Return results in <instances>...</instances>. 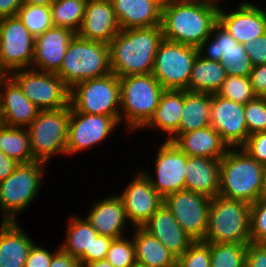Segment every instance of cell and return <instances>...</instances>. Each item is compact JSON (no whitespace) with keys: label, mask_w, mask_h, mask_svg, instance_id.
<instances>
[{"label":"cell","mask_w":266,"mask_h":267,"mask_svg":"<svg viewBox=\"0 0 266 267\" xmlns=\"http://www.w3.org/2000/svg\"><path fill=\"white\" fill-rule=\"evenodd\" d=\"M219 6L196 0H169L162 7V32L165 40L204 51L218 22Z\"/></svg>","instance_id":"cell-1"},{"label":"cell","mask_w":266,"mask_h":267,"mask_svg":"<svg viewBox=\"0 0 266 267\" xmlns=\"http://www.w3.org/2000/svg\"><path fill=\"white\" fill-rule=\"evenodd\" d=\"M163 40L161 25L121 30L109 43L111 73L119 78L151 74Z\"/></svg>","instance_id":"cell-2"},{"label":"cell","mask_w":266,"mask_h":267,"mask_svg":"<svg viewBox=\"0 0 266 267\" xmlns=\"http://www.w3.org/2000/svg\"><path fill=\"white\" fill-rule=\"evenodd\" d=\"M231 149L220 160L218 195L254 204L265 197L263 165L242 148L241 151Z\"/></svg>","instance_id":"cell-3"},{"label":"cell","mask_w":266,"mask_h":267,"mask_svg":"<svg viewBox=\"0 0 266 267\" xmlns=\"http://www.w3.org/2000/svg\"><path fill=\"white\" fill-rule=\"evenodd\" d=\"M110 73L109 44L87 40L77 34L69 42L56 72L70 89L78 82Z\"/></svg>","instance_id":"cell-4"},{"label":"cell","mask_w":266,"mask_h":267,"mask_svg":"<svg viewBox=\"0 0 266 267\" xmlns=\"http://www.w3.org/2000/svg\"><path fill=\"white\" fill-rule=\"evenodd\" d=\"M251 205L219 195L211 198L208 226L203 241L210 243H251Z\"/></svg>","instance_id":"cell-5"},{"label":"cell","mask_w":266,"mask_h":267,"mask_svg":"<svg viewBox=\"0 0 266 267\" xmlns=\"http://www.w3.org/2000/svg\"><path fill=\"white\" fill-rule=\"evenodd\" d=\"M120 106L131 130L145 127L165 90L152 74L119 78Z\"/></svg>","instance_id":"cell-6"},{"label":"cell","mask_w":266,"mask_h":267,"mask_svg":"<svg viewBox=\"0 0 266 267\" xmlns=\"http://www.w3.org/2000/svg\"><path fill=\"white\" fill-rule=\"evenodd\" d=\"M70 105L56 110H40L26 127L30 137L32 156L47 163L55 153H66Z\"/></svg>","instance_id":"cell-7"},{"label":"cell","mask_w":266,"mask_h":267,"mask_svg":"<svg viewBox=\"0 0 266 267\" xmlns=\"http://www.w3.org/2000/svg\"><path fill=\"white\" fill-rule=\"evenodd\" d=\"M70 105L76 112L120 116L121 122L119 77L110 73L76 83L70 89Z\"/></svg>","instance_id":"cell-8"},{"label":"cell","mask_w":266,"mask_h":267,"mask_svg":"<svg viewBox=\"0 0 266 267\" xmlns=\"http://www.w3.org/2000/svg\"><path fill=\"white\" fill-rule=\"evenodd\" d=\"M45 162L19 164L15 171L0 182V208L3 222H16L17 212L25 209L39 192Z\"/></svg>","instance_id":"cell-9"},{"label":"cell","mask_w":266,"mask_h":267,"mask_svg":"<svg viewBox=\"0 0 266 267\" xmlns=\"http://www.w3.org/2000/svg\"><path fill=\"white\" fill-rule=\"evenodd\" d=\"M9 74L39 110H56L70 105V88L56 73L38 71L32 67Z\"/></svg>","instance_id":"cell-10"},{"label":"cell","mask_w":266,"mask_h":267,"mask_svg":"<svg viewBox=\"0 0 266 267\" xmlns=\"http://www.w3.org/2000/svg\"><path fill=\"white\" fill-rule=\"evenodd\" d=\"M196 47L163 40L154 59L152 75L164 89L188 90Z\"/></svg>","instance_id":"cell-11"},{"label":"cell","mask_w":266,"mask_h":267,"mask_svg":"<svg viewBox=\"0 0 266 267\" xmlns=\"http://www.w3.org/2000/svg\"><path fill=\"white\" fill-rule=\"evenodd\" d=\"M35 37L17 16L0 19V65L8 73L29 69L33 63Z\"/></svg>","instance_id":"cell-12"},{"label":"cell","mask_w":266,"mask_h":267,"mask_svg":"<svg viewBox=\"0 0 266 267\" xmlns=\"http://www.w3.org/2000/svg\"><path fill=\"white\" fill-rule=\"evenodd\" d=\"M163 203L194 241L204 240L211 198L183 189L166 196Z\"/></svg>","instance_id":"cell-13"},{"label":"cell","mask_w":266,"mask_h":267,"mask_svg":"<svg viewBox=\"0 0 266 267\" xmlns=\"http://www.w3.org/2000/svg\"><path fill=\"white\" fill-rule=\"evenodd\" d=\"M120 121V116L76 112L70 105L66 153H75L103 141Z\"/></svg>","instance_id":"cell-14"},{"label":"cell","mask_w":266,"mask_h":267,"mask_svg":"<svg viewBox=\"0 0 266 267\" xmlns=\"http://www.w3.org/2000/svg\"><path fill=\"white\" fill-rule=\"evenodd\" d=\"M210 125L221 135L229 148L239 149L248 139L244 105L211 94Z\"/></svg>","instance_id":"cell-15"},{"label":"cell","mask_w":266,"mask_h":267,"mask_svg":"<svg viewBox=\"0 0 266 267\" xmlns=\"http://www.w3.org/2000/svg\"><path fill=\"white\" fill-rule=\"evenodd\" d=\"M156 158V179L143 172L153 188L164 199L166 196L185 189L184 167L188 156L173 142L165 141Z\"/></svg>","instance_id":"cell-16"},{"label":"cell","mask_w":266,"mask_h":267,"mask_svg":"<svg viewBox=\"0 0 266 267\" xmlns=\"http://www.w3.org/2000/svg\"><path fill=\"white\" fill-rule=\"evenodd\" d=\"M213 42L206 47L207 55L202 58L220 62L227 75L247 77L253 69L250 57L245 51L244 45L238 43L218 22Z\"/></svg>","instance_id":"cell-17"},{"label":"cell","mask_w":266,"mask_h":267,"mask_svg":"<svg viewBox=\"0 0 266 267\" xmlns=\"http://www.w3.org/2000/svg\"><path fill=\"white\" fill-rule=\"evenodd\" d=\"M125 206L127 219L133 226L142 227L162 205L163 198L153 188L148 177L139 172L120 196Z\"/></svg>","instance_id":"cell-18"},{"label":"cell","mask_w":266,"mask_h":267,"mask_svg":"<svg viewBox=\"0 0 266 267\" xmlns=\"http://www.w3.org/2000/svg\"><path fill=\"white\" fill-rule=\"evenodd\" d=\"M218 23L244 45L266 33V12L251 3H241L229 14L219 8Z\"/></svg>","instance_id":"cell-19"},{"label":"cell","mask_w":266,"mask_h":267,"mask_svg":"<svg viewBox=\"0 0 266 267\" xmlns=\"http://www.w3.org/2000/svg\"><path fill=\"white\" fill-rule=\"evenodd\" d=\"M120 31L110 0H87L78 36L109 44Z\"/></svg>","instance_id":"cell-20"},{"label":"cell","mask_w":266,"mask_h":267,"mask_svg":"<svg viewBox=\"0 0 266 267\" xmlns=\"http://www.w3.org/2000/svg\"><path fill=\"white\" fill-rule=\"evenodd\" d=\"M74 36L75 33L70 29L53 26L35 37L32 64L40 68L39 71L56 73Z\"/></svg>","instance_id":"cell-21"},{"label":"cell","mask_w":266,"mask_h":267,"mask_svg":"<svg viewBox=\"0 0 266 267\" xmlns=\"http://www.w3.org/2000/svg\"><path fill=\"white\" fill-rule=\"evenodd\" d=\"M142 227L157 238L177 258L194 241L179 225L164 203Z\"/></svg>","instance_id":"cell-22"},{"label":"cell","mask_w":266,"mask_h":267,"mask_svg":"<svg viewBox=\"0 0 266 267\" xmlns=\"http://www.w3.org/2000/svg\"><path fill=\"white\" fill-rule=\"evenodd\" d=\"M7 78L2 82L5 91H0V123L8 127H27L40 110L9 76Z\"/></svg>","instance_id":"cell-23"},{"label":"cell","mask_w":266,"mask_h":267,"mask_svg":"<svg viewBox=\"0 0 266 267\" xmlns=\"http://www.w3.org/2000/svg\"><path fill=\"white\" fill-rule=\"evenodd\" d=\"M188 157H205L221 160L230 149L218 131L211 125L175 137H168Z\"/></svg>","instance_id":"cell-24"},{"label":"cell","mask_w":266,"mask_h":267,"mask_svg":"<svg viewBox=\"0 0 266 267\" xmlns=\"http://www.w3.org/2000/svg\"><path fill=\"white\" fill-rule=\"evenodd\" d=\"M121 30L147 28L162 23L159 0H110Z\"/></svg>","instance_id":"cell-25"},{"label":"cell","mask_w":266,"mask_h":267,"mask_svg":"<svg viewBox=\"0 0 266 267\" xmlns=\"http://www.w3.org/2000/svg\"><path fill=\"white\" fill-rule=\"evenodd\" d=\"M185 189L209 198L218 195L220 188V160L188 157L184 167Z\"/></svg>","instance_id":"cell-26"},{"label":"cell","mask_w":266,"mask_h":267,"mask_svg":"<svg viewBox=\"0 0 266 267\" xmlns=\"http://www.w3.org/2000/svg\"><path fill=\"white\" fill-rule=\"evenodd\" d=\"M86 219L98 235L112 239L123 237L121 234L127 216L122 198L120 195H115L97 202Z\"/></svg>","instance_id":"cell-27"},{"label":"cell","mask_w":266,"mask_h":267,"mask_svg":"<svg viewBox=\"0 0 266 267\" xmlns=\"http://www.w3.org/2000/svg\"><path fill=\"white\" fill-rule=\"evenodd\" d=\"M0 229V267H25L34 242L16 222L2 221Z\"/></svg>","instance_id":"cell-28"},{"label":"cell","mask_w":266,"mask_h":267,"mask_svg":"<svg viewBox=\"0 0 266 267\" xmlns=\"http://www.w3.org/2000/svg\"><path fill=\"white\" fill-rule=\"evenodd\" d=\"M133 237L136 262L149 267H177V257L143 227Z\"/></svg>","instance_id":"cell-29"},{"label":"cell","mask_w":266,"mask_h":267,"mask_svg":"<svg viewBox=\"0 0 266 267\" xmlns=\"http://www.w3.org/2000/svg\"><path fill=\"white\" fill-rule=\"evenodd\" d=\"M183 105L184 90L165 89L154 115L145 126L152 128L155 126L169 134H174L169 137H175L178 135Z\"/></svg>","instance_id":"cell-30"},{"label":"cell","mask_w":266,"mask_h":267,"mask_svg":"<svg viewBox=\"0 0 266 267\" xmlns=\"http://www.w3.org/2000/svg\"><path fill=\"white\" fill-rule=\"evenodd\" d=\"M211 94L184 90L178 135L210 125Z\"/></svg>","instance_id":"cell-31"},{"label":"cell","mask_w":266,"mask_h":267,"mask_svg":"<svg viewBox=\"0 0 266 267\" xmlns=\"http://www.w3.org/2000/svg\"><path fill=\"white\" fill-rule=\"evenodd\" d=\"M227 74L220 62L211 61L197 55L188 83V91L217 93Z\"/></svg>","instance_id":"cell-32"},{"label":"cell","mask_w":266,"mask_h":267,"mask_svg":"<svg viewBox=\"0 0 266 267\" xmlns=\"http://www.w3.org/2000/svg\"><path fill=\"white\" fill-rule=\"evenodd\" d=\"M0 151L20 164L36 161L32 156L29 132L23 127H8L0 123Z\"/></svg>","instance_id":"cell-33"},{"label":"cell","mask_w":266,"mask_h":267,"mask_svg":"<svg viewBox=\"0 0 266 267\" xmlns=\"http://www.w3.org/2000/svg\"><path fill=\"white\" fill-rule=\"evenodd\" d=\"M97 235L98 232L86 218L72 217V219L70 218L65 244L60 248L72 257L79 258L83 253H91V245Z\"/></svg>","instance_id":"cell-34"},{"label":"cell","mask_w":266,"mask_h":267,"mask_svg":"<svg viewBox=\"0 0 266 267\" xmlns=\"http://www.w3.org/2000/svg\"><path fill=\"white\" fill-rule=\"evenodd\" d=\"M86 3L87 0H56L51 5L53 25L77 34L82 25Z\"/></svg>","instance_id":"cell-35"},{"label":"cell","mask_w":266,"mask_h":267,"mask_svg":"<svg viewBox=\"0 0 266 267\" xmlns=\"http://www.w3.org/2000/svg\"><path fill=\"white\" fill-rule=\"evenodd\" d=\"M249 243H210V267H245Z\"/></svg>","instance_id":"cell-36"},{"label":"cell","mask_w":266,"mask_h":267,"mask_svg":"<svg viewBox=\"0 0 266 267\" xmlns=\"http://www.w3.org/2000/svg\"><path fill=\"white\" fill-rule=\"evenodd\" d=\"M16 16L34 37L54 26L49 6L22 4Z\"/></svg>","instance_id":"cell-37"},{"label":"cell","mask_w":266,"mask_h":267,"mask_svg":"<svg viewBox=\"0 0 266 267\" xmlns=\"http://www.w3.org/2000/svg\"><path fill=\"white\" fill-rule=\"evenodd\" d=\"M216 94L243 105L256 97L249 76L227 75L226 80L222 83V86Z\"/></svg>","instance_id":"cell-38"},{"label":"cell","mask_w":266,"mask_h":267,"mask_svg":"<svg viewBox=\"0 0 266 267\" xmlns=\"http://www.w3.org/2000/svg\"><path fill=\"white\" fill-rule=\"evenodd\" d=\"M210 242L193 241L189 248L177 258V267H210Z\"/></svg>","instance_id":"cell-39"},{"label":"cell","mask_w":266,"mask_h":267,"mask_svg":"<svg viewBox=\"0 0 266 267\" xmlns=\"http://www.w3.org/2000/svg\"><path fill=\"white\" fill-rule=\"evenodd\" d=\"M105 259L114 267H132L136 263L133 241L113 239Z\"/></svg>","instance_id":"cell-40"},{"label":"cell","mask_w":266,"mask_h":267,"mask_svg":"<svg viewBox=\"0 0 266 267\" xmlns=\"http://www.w3.org/2000/svg\"><path fill=\"white\" fill-rule=\"evenodd\" d=\"M248 135L266 131V97L256 96L244 105Z\"/></svg>","instance_id":"cell-41"},{"label":"cell","mask_w":266,"mask_h":267,"mask_svg":"<svg viewBox=\"0 0 266 267\" xmlns=\"http://www.w3.org/2000/svg\"><path fill=\"white\" fill-rule=\"evenodd\" d=\"M251 243L266 244V196L251 204Z\"/></svg>","instance_id":"cell-42"},{"label":"cell","mask_w":266,"mask_h":267,"mask_svg":"<svg viewBox=\"0 0 266 267\" xmlns=\"http://www.w3.org/2000/svg\"><path fill=\"white\" fill-rule=\"evenodd\" d=\"M241 148L260 164H266V131L249 135Z\"/></svg>","instance_id":"cell-43"},{"label":"cell","mask_w":266,"mask_h":267,"mask_svg":"<svg viewBox=\"0 0 266 267\" xmlns=\"http://www.w3.org/2000/svg\"><path fill=\"white\" fill-rule=\"evenodd\" d=\"M112 238L97 235L91 245V253H83L78 259L82 263V266L92 263L94 261H99L105 259L108 253Z\"/></svg>","instance_id":"cell-44"},{"label":"cell","mask_w":266,"mask_h":267,"mask_svg":"<svg viewBox=\"0 0 266 267\" xmlns=\"http://www.w3.org/2000/svg\"><path fill=\"white\" fill-rule=\"evenodd\" d=\"M253 67L266 64V33L244 44Z\"/></svg>","instance_id":"cell-45"},{"label":"cell","mask_w":266,"mask_h":267,"mask_svg":"<svg viewBox=\"0 0 266 267\" xmlns=\"http://www.w3.org/2000/svg\"><path fill=\"white\" fill-rule=\"evenodd\" d=\"M245 267H266V244H248Z\"/></svg>","instance_id":"cell-46"},{"label":"cell","mask_w":266,"mask_h":267,"mask_svg":"<svg viewBox=\"0 0 266 267\" xmlns=\"http://www.w3.org/2000/svg\"><path fill=\"white\" fill-rule=\"evenodd\" d=\"M53 255L33 243L26 259L25 267H49Z\"/></svg>","instance_id":"cell-47"},{"label":"cell","mask_w":266,"mask_h":267,"mask_svg":"<svg viewBox=\"0 0 266 267\" xmlns=\"http://www.w3.org/2000/svg\"><path fill=\"white\" fill-rule=\"evenodd\" d=\"M249 79L254 94L266 97V64L253 67Z\"/></svg>","instance_id":"cell-48"},{"label":"cell","mask_w":266,"mask_h":267,"mask_svg":"<svg viewBox=\"0 0 266 267\" xmlns=\"http://www.w3.org/2000/svg\"><path fill=\"white\" fill-rule=\"evenodd\" d=\"M49 267H83L78 258L72 257L61 248L54 253Z\"/></svg>","instance_id":"cell-49"},{"label":"cell","mask_w":266,"mask_h":267,"mask_svg":"<svg viewBox=\"0 0 266 267\" xmlns=\"http://www.w3.org/2000/svg\"><path fill=\"white\" fill-rule=\"evenodd\" d=\"M19 164L15 159L8 157L0 151V182L11 175Z\"/></svg>","instance_id":"cell-50"},{"label":"cell","mask_w":266,"mask_h":267,"mask_svg":"<svg viewBox=\"0 0 266 267\" xmlns=\"http://www.w3.org/2000/svg\"><path fill=\"white\" fill-rule=\"evenodd\" d=\"M22 6V0H0V19L13 17Z\"/></svg>","instance_id":"cell-51"},{"label":"cell","mask_w":266,"mask_h":267,"mask_svg":"<svg viewBox=\"0 0 266 267\" xmlns=\"http://www.w3.org/2000/svg\"><path fill=\"white\" fill-rule=\"evenodd\" d=\"M56 0H22V4L25 5H42V6H49L55 2Z\"/></svg>","instance_id":"cell-52"},{"label":"cell","mask_w":266,"mask_h":267,"mask_svg":"<svg viewBox=\"0 0 266 267\" xmlns=\"http://www.w3.org/2000/svg\"><path fill=\"white\" fill-rule=\"evenodd\" d=\"M83 267H114V266L110 262H108L106 259H102L99 261L88 263L84 265Z\"/></svg>","instance_id":"cell-53"},{"label":"cell","mask_w":266,"mask_h":267,"mask_svg":"<svg viewBox=\"0 0 266 267\" xmlns=\"http://www.w3.org/2000/svg\"><path fill=\"white\" fill-rule=\"evenodd\" d=\"M7 71H5L1 65H0V86H2V82L6 79V77L10 76L9 74L6 73Z\"/></svg>","instance_id":"cell-54"},{"label":"cell","mask_w":266,"mask_h":267,"mask_svg":"<svg viewBox=\"0 0 266 267\" xmlns=\"http://www.w3.org/2000/svg\"><path fill=\"white\" fill-rule=\"evenodd\" d=\"M263 178H264V187H265V196H266V164L263 165Z\"/></svg>","instance_id":"cell-55"},{"label":"cell","mask_w":266,"mask_h":267,"mask_svg":"<svg viewBox=\"0 0 266 267\" xmlns=\"http://www.w3.org/2000/svg\"><path fill=\"white\" fill-rule=\"evenodd\" d=\"M196 1H199V2H205V3H210V4H213V5H217L215 3L218 2V0H196ZM217 1V2H216Z\"/></svg>","instance_id":"cell-56"},{"label":"cell","mask_w":266,"mask_h":267,"mask_svg":"<svg viewBox=\"0 0 266 267\" xmlns=\"http://www.w3.org/2000/svg\"><path fill=\"white\" fill-rule=\"evenodd\" d=\"M132 267H149V266L141 265L136 262Z\"/></svg>","instance_id":"cell-57"},{"label":"cell","mask_w":266,"mask_h":267,"mask_svg":"<svg viewBox=\"0 0 266 267\" xmlns=\"http://www.w3.org/2000/svg\"><path fill=\"white\" fill-rule=\"evenodd\" d=\"M163 5L169 0H159Z\"/></svg>","instance_id":"cell-58"}]
</instances>
